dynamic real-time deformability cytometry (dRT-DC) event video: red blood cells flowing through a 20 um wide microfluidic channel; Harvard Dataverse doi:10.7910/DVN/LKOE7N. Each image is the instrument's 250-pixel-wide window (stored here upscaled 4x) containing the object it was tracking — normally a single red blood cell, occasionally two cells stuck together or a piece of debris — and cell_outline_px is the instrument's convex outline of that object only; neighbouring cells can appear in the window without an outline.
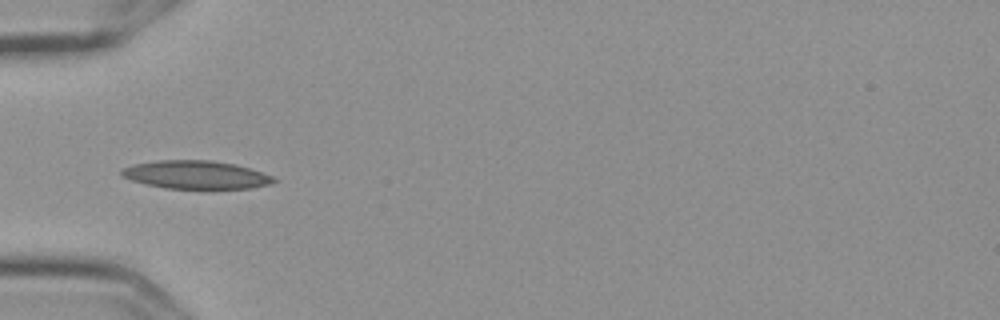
{"species": "Egyptian fruit bat (a non-hibernating species)", "species_latin": "Rousettus aegyptiacus", "temperature_condition": "cold", "stored_images_in_passage": 10, "camera_frame_rate_fps": 3000, "um_per_image_px": 0.085, "frame": {"image": 1, "passage_image": 5, "time_ms": 1.333, "image_size_px": [1000, 320], "cell_outline_px": [[280, 180], [268, 184], [252, 188], [208, 192], [164, 188], [132, 180], [120, 176], [120, 168], [136, 164], [156, 160], [212, 160], [236, 164], [272, 176]], "centroid_in_image_um": [16.68, 14.9], "position_along_channel_um": 68.3, "area_um2": 26.13}}
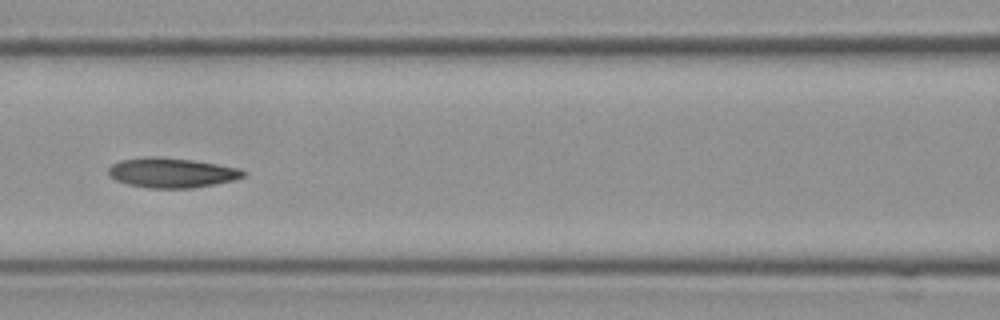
{"frame": {"image": 2, "passage_image": 7, "time_ms": 2.0, "image_size_px": [1000, 320], "cell_outline_px": [[248, 172], [244, 176], [236, 180], [216, 184], [192, 188], [148, 188], [128, 184], [116, 180], [108, 172], [108, 168], [112, 164], [120, 160], [148, 156], [156, 156], [192, 160], [240, 168]], "centroid_in_image_um": [14.63, 14.68], "position_along_channel_um": 152.0, "area_um2": 23.52}}
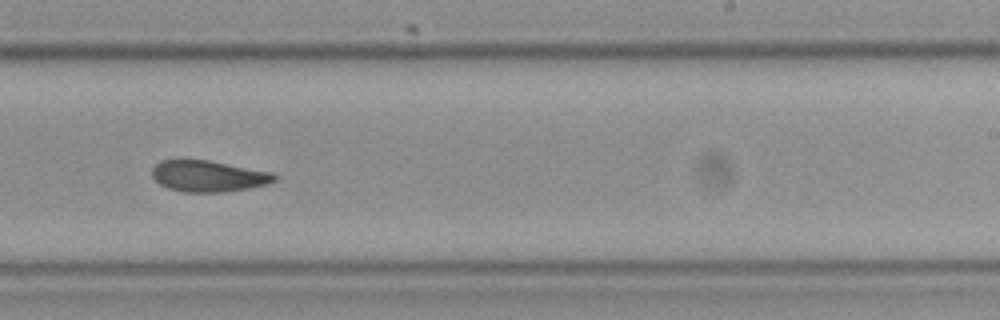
{"frame": {"image": 3, "passage_image": 10, "time_ms": 3.0, "image_size_px": [1000, 320], "cell_outline_px": [[276, 180], [268, 184], [248, 188], [224, 192], [184, 192], [168, 188], [160, 184], [152, 176], [152, 168], [160, 160], [208, 160], [272, 172], [276, 176]], "centroid_in_image_um": [17.7, 14.97], "position_along_channel_um": 271.3, "area_um2": 22.2}}